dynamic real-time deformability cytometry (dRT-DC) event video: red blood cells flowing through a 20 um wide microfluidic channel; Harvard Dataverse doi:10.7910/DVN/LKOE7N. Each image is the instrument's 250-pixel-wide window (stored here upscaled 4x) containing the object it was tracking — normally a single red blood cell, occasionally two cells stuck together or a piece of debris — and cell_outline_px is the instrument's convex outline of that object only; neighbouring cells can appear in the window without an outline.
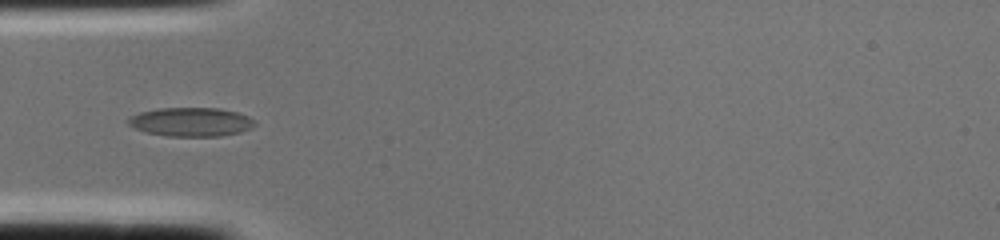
{"species": "common noctule bat (a hibernating species)", "species_latin": "Nyctalus noctula", "temperature_condition": "cold", "stored_images_in_passage": 2, "camera_frame_rate_fps": 3000, "um_per_image_px": 0.085, "animal": {"sex": "female", "body_mass_g": 22.0, "forearm_length_mm": 56.7}, "frame": {"image": 1, "passage_image": 2, "time_ms": 0.333, "image_size_px": [1000, 240], "cell_outline_px": [[256, 124], [252, 128], [240, 132], [220, 136], [168, 136], [148, 132], [136, 128], [128, 124], [124, 120], [128, 116], [140, 112], [160, 108], [220, 108], [236, 112], [248, 116]], "centroid_in_image_um": [16.21, 10.36], "position_along_channel_um": 68.8, "area_um2": 21.27}}